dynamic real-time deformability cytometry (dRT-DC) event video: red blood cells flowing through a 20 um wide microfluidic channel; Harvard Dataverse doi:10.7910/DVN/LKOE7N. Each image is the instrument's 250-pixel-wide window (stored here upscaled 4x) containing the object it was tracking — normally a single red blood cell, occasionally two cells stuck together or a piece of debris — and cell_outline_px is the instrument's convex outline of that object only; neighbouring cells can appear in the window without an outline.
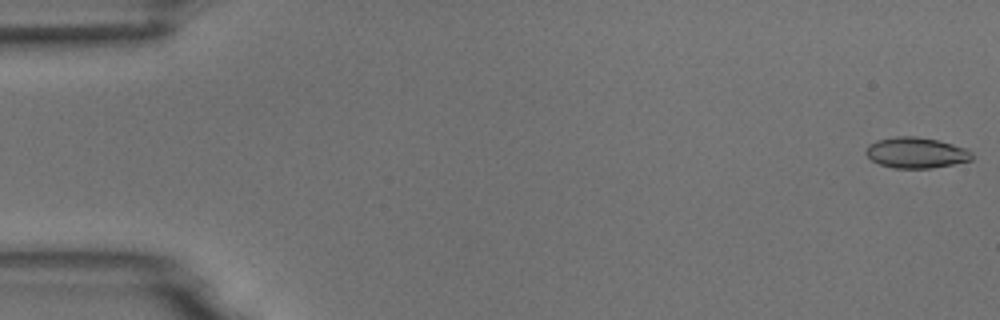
{"species": "common noctule bat (a hibernating species)", "species_latin": "Nyctalus noctula", "temperature_condition": "room temperature", "stored_images_in_passage": 55, "camera_frame_rate_fps": 3000, "um_per_image_px": 0.085, "animal": {"sex": "male", "body_mass_g": 18.8}, "frame": {"image": 1, "passage_image": 1, "time_ms": 0.0, "image_size_px": [1000, 320], "cell_outline_px": [[976, 156], [972, 160], [932, 168], [896, 168], [880, 164], [872, 160], [864, 152], [868, 144], [876, 140], [896, 136], [916, 136], [936, 140], [968, 148]], "centroid_in_image_um": [77.89, 12.97], "position_along_channel_um": 7.1, "area_um2": 19.13}}
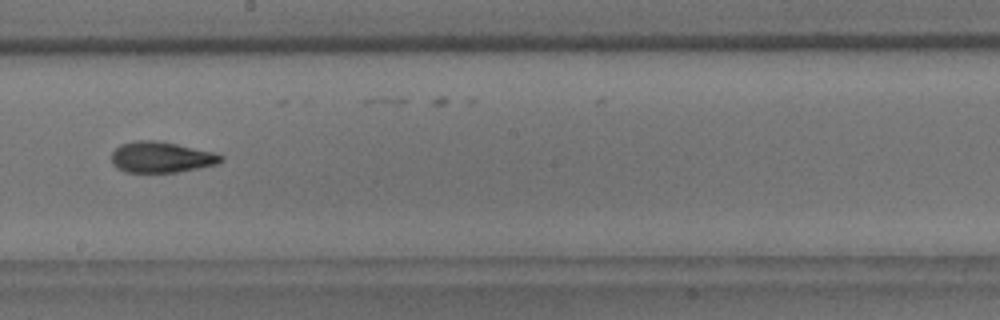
{"frame": {"image": 2, "passage_image": 31, "time_ms": 10.0, "image_size_px": [1000, 320], "cell_outline_px": [[224, 160], [216, 164], [200, 168], [176, 172], [124, 172], [116, 168], [112, 164], [112, 152], [120, 144], [136, 140], [156, 140], [216, 152], [224, 156]], "centroid_in_image_um": [13.71, 13.36], "position_along_channel_um": 234.5, "area_um2": 19.88}}
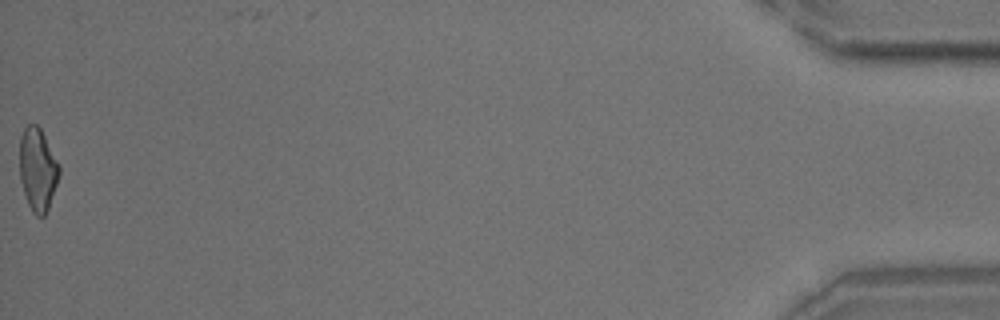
{"frame": {"image": 3, "passage_image": 55, "time_ms": 18.0, "image_size_px": [1000, 320], "cell_outline_px": [[60, 172], [48, 208], [44, 216], [36, 216], [32, 212], [28, 204], [20, 180], [20, 136], [24, 128], [28, 124], [36, 124], [40, 128], [60, 164]], "centroid_in_image_um": [3.2, 14.39], "position_along_channel_um": 432.0, "area_um2": 19.02}, "authors_computed_cell_mechanics": {"area_um2": 19.4208, "velocity_mm_per_s": 3.7077, "shape_relaxation_time_tau1_ms": 4.0312, "shape_relaxation_time_tau2_ms": 2.889, "deformation_change_tau1": 0.1578, "deformation_change_tau2": 0.1131}}